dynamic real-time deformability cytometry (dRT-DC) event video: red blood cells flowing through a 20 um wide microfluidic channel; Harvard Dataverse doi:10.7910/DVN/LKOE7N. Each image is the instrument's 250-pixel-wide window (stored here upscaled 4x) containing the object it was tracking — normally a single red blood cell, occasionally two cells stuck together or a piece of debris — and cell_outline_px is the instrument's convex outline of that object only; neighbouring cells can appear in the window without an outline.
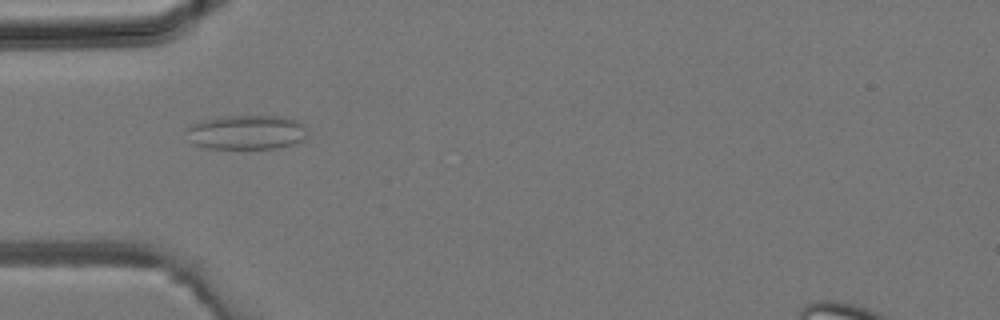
{"species": "common noctule bat (a hibernating species)", "species_latin": "Nyctalus noctula", "temperature_condition": "room temperature", "stored_images_in_passage": 4, "camera_frame_rate_fps": 3000, "um_per_image_px": 0.085, "animal": {"sex": "male", "body_mass_g": 19.2, "forearm_length_mm": 51.8}, "frame": {"image": 1, "passage_image": 4, "time_ms": 1.0, "image_size_px": [1000, 320], "cell_outline_px": [[304, 140], [296, 144], [280, 148], [208, 148], [196, 144], [192, 140], [184, 128], [192, 124], [204, 120], [220, 116], [284, 116], [296, 120], [304, 128]], "centroid_in_image_um": [20.96, 11.24], "position_along_channel_um": 64.0, "area_um2": 24.04}}